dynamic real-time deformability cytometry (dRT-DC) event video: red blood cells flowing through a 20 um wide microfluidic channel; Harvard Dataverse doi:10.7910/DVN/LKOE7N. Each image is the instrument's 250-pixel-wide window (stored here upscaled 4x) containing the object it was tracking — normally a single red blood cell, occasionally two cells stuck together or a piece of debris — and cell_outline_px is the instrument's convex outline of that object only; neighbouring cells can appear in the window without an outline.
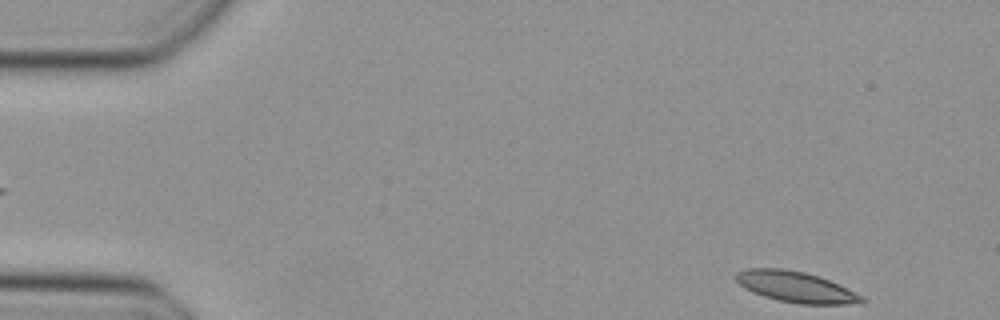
{"species": "Egyptian fruit bat (a non-hibernating species)", "species_latin": "Rousettus aegyptiacus", "temperature_condition": "cold", "stored_images_in_passage": 23, "camera_frame_rate_fps": 3000, "um_per_image_px": 0.085, "animal": {"sex": "female"}, "frame": {"image": 1, "passage_image": 1, "time_ms": 0.0, "image_size_px": [1000, 320], "cell_outline_px": [[868, 300], [848, 304], [800, 304], [780, 300], [764, 296], [752, 292], [744, 288], [736, 280], [736, 272], [748, 268], [784, 268], [804, 272], [828, 280], [864, 296]], "centroid_in_image_um": [67.62, 24.38], "position_along_channel_um": 17.4, "area_um2": 22.31}}
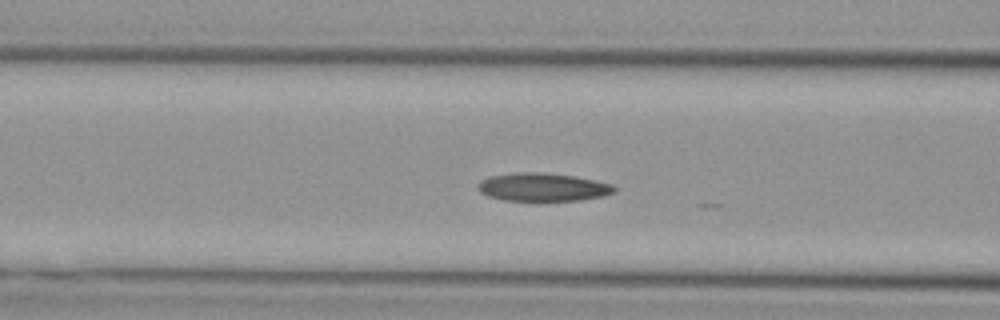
{"frame": {"image": 2, "passage_image": 16, "time_ms": 5.0, "image_size_px": [1000, 320], "cell_outline_px": [[616, 192], [604, 196], [580, 200], [536, 204], [504, 200], [488, 196], [480, 192], [476, 188], [476, 184], [480, 180], [488, 176], [516, 172], [540, 172], [576, 176], [596, 180], [612, 184], [616, 188]], "centroid_in_image_um": [46.11, 15.95], "position_along_channel_um": 120.5, "area_um2": 23.7}}
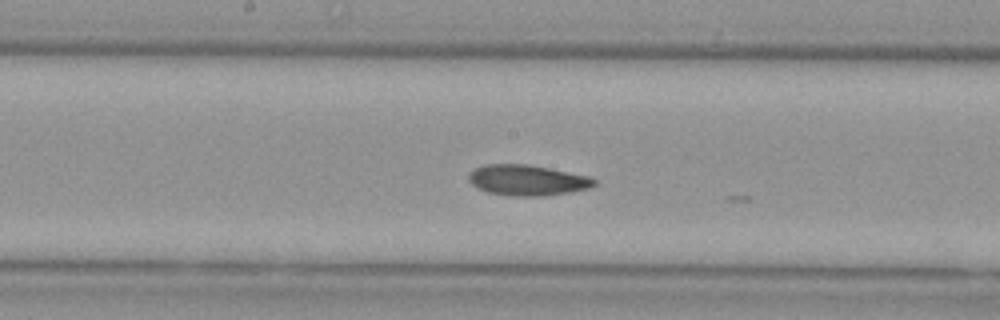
{"frame": {"image": 3, "passage_image": 22, "time_ms": 7.0, "image_size_px": [1000, 320], "cell_outline_px": [[596, 184], [588, 188], [568, 192], [544, 196], [512, 196], [488, 192], [476, 188], [468, 180], [468, 172], [484, 164], [528, 164], [592, 176], [596, 180]], "centroid_in_image_um": [44.81, 15.31], "position_along_channel_um": 203.4, "area_um2": 22.6}}